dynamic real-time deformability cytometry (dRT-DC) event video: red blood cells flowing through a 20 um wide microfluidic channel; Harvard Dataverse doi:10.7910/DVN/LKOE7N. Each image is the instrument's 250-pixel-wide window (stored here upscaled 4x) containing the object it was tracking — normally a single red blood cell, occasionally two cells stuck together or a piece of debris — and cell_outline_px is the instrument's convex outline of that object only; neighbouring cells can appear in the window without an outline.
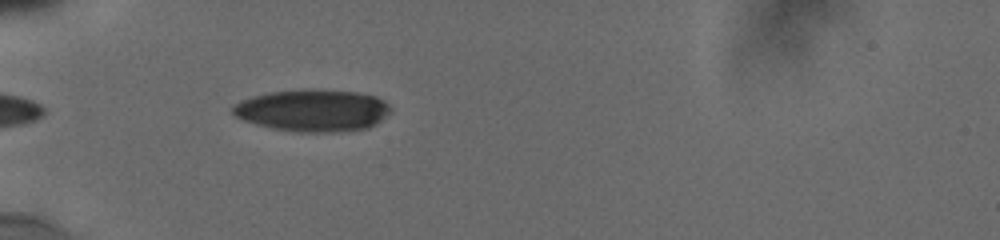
{"species": "human", "species_latin": "Homo sapiens", "temperature_condition": "cold", "stored_images_in_passage": 36, "camera_frame_rate_fps": 3000, "um_per_image_px": 0.085, "donor": {"sex": "male"}, "frame": {"image": 1, "passage_image": 1, "time_ms": 0.0, "image_size_px": [1000, 240], "cell_outline_px": [[392, 112], [376, 124], [368, 128], [332, 132], [300, 132], [276, 128], [256, 124], [244, 120], [236, 116], [232, 112], [232, 104], [240, 100], [252, 96], [268, 92], [300, 88], [316, 88], [356, 92], [376, 96], [384, 100], [392, 108]], "centroid_in_image_um": [26.6, 9.36], "position_along_channel_um": 58.4, "area_um2": 39.19}}
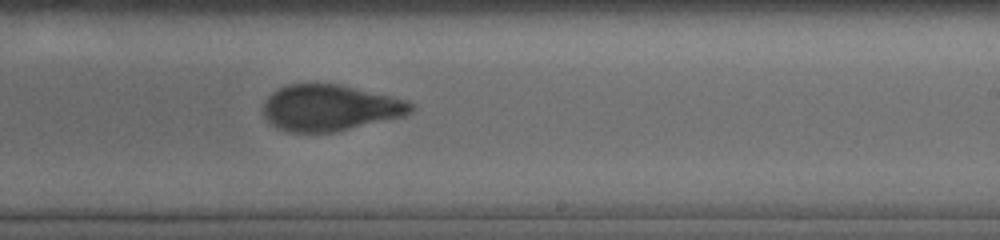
{"frame": {"image": 2, "passage_image": 19, "time_ms": 5.667, "image_size_px": [1000, 240], "cell_outline_px": [[416, 108], [412, 112], [404, 116], [336, 132], [284, 132], [276, 128], [264, 116], [264, 100], [272, 92], [288, 84], [336, 84], [388, 96], [404, 100], [412, 104]], "centroid_in_image_um": [28.01, 9.19], "position_along_channel_um": 261.0, "area_um2": 39.42}}
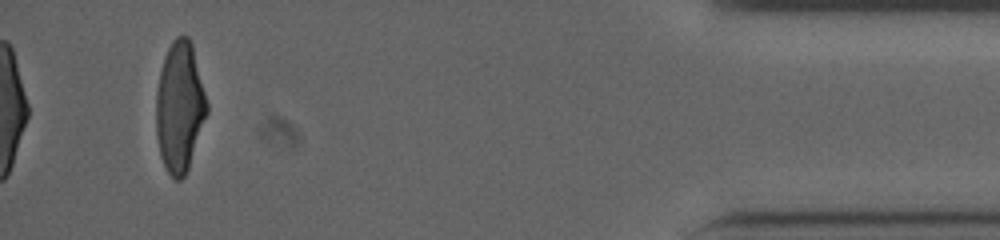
{"frame": {"image": 3, "passage_image": 36, "time_ms": 11.333, "image_size_px": [1000, 240], "cell_outline_px": [[208, 112], [188, 168], [184, 176], [180, 180], [172, 180], [160, 156], [156, 136], [156, 92], [160, 72], [164, 56], [172, 40], [176, 36], [188, 36], [192, 44], [208, 104]], "centroid_in_image_um": [15.26, 9.1], "position_along_channel_um": 419.9, "area_um2": 38.61}, "authors_computed_cell_mechanics": {"area_um2": 39.6508, "velocity_mm_per_s": 3.8374, "shape_relaxation_time_tau1_ms": 5.5868, "shape_relaxation_time_tau2_ms": 1.0443, "deformation_change_tau1": 0.1835, "deformation_change_tau2": 0.0696}}